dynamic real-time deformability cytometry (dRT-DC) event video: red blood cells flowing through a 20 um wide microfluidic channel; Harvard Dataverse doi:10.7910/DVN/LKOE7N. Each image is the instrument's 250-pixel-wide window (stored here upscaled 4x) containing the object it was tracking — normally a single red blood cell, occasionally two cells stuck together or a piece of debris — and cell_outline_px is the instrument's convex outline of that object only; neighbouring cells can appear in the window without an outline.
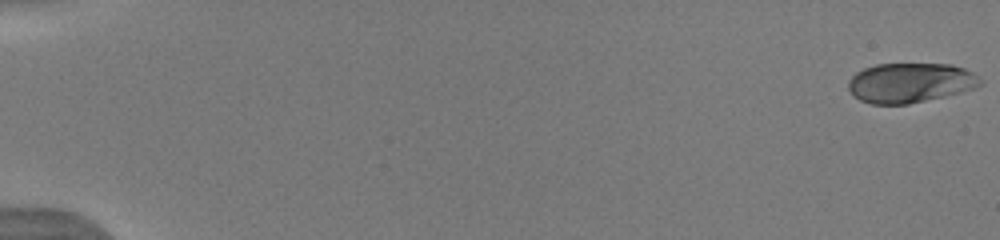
{"species": "human", "species_latin": "Homo sapiens", "temperature_condition": "warm", "stored_images_in_passage": 13, "camera_frame_rate_fps": 3000, "um_per_image_px": 0.085, "donor": {"sex": "male"}, "frame": {"image": 1, "passage_image": 1, "time_ms": 0.0, "image_size_px": [1000, 240], "cell_outline_px": [[984, 84], [976, 88], [944, 96], [908, 104], [872, 104], [860, 100], [848, 88], [848, 80], [856, 72], [864, 68], [876, 64], [952, 64], [964, 68], [972, 72]], "centroid_in_image_um": [77.37, 7.03], "position_along_channel_um": 7.6, "area_um2": 30.46}}
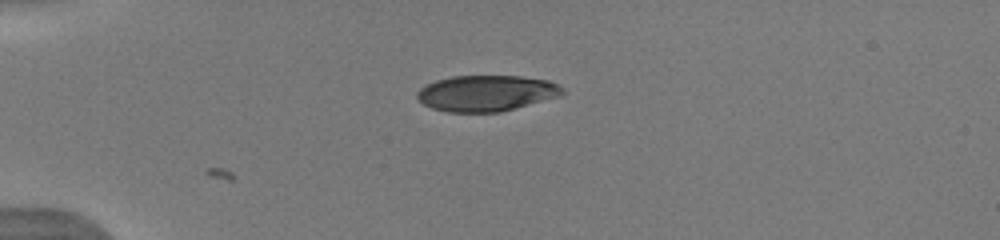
{"frame": {"image": 2, "passage_image": 9, "time_ms": 4.667, "image_size_px": [1000, 240], "cell_outline_px": [[564, 92], [560, 96], [516, 108], [500, 112], [448, 112], [432, 108], [424, 104], [416, 96], [416, 92], [420, 88], [436, 80], [452, 76], [520, 76], [548, 80], [564, 88]], "centroid_in_image_um": [41.34, 7.92], "position_along_channel_um": 43.7, "area_um2": 30.4}}